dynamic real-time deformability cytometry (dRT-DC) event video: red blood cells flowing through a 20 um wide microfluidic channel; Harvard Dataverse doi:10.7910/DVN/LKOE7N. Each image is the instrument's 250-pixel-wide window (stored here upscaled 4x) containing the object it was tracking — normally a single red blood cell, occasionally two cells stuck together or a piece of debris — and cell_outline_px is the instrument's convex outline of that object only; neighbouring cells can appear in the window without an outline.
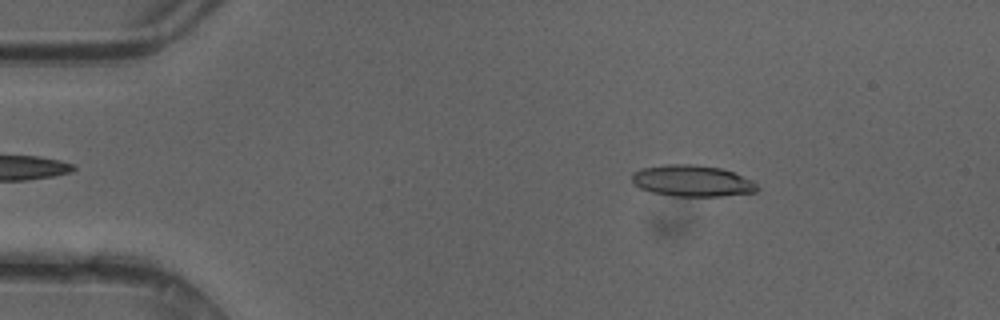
{"species": "common noctule bat (a hibernating species)", "species_latin": "Nyctalus noctula", "temperature_condition": "cold", "stored_images_in_passage": 48, "camera_frame_rate_fps": 3000, "um_per_image_px": 0.085, "animal": {"sex": "female"}, "frame": {"image": 1, "passage_image": 7, "time_ms": 2.0, "image_size_px": [1000, 320], "cell_outline_px": [[760, 188], [756, 192], [720, 196], [676, 196], [652, 192], [640, 188], [632, 180], [632, 172], [640, 168], [664, 164], [692, 164], [720, 168], [732, 172], [752, 180]], "centroid_in_image_um": [58.82, 15.37], "position_along_channel_um": 26.2, "area_um2": 22.83}}
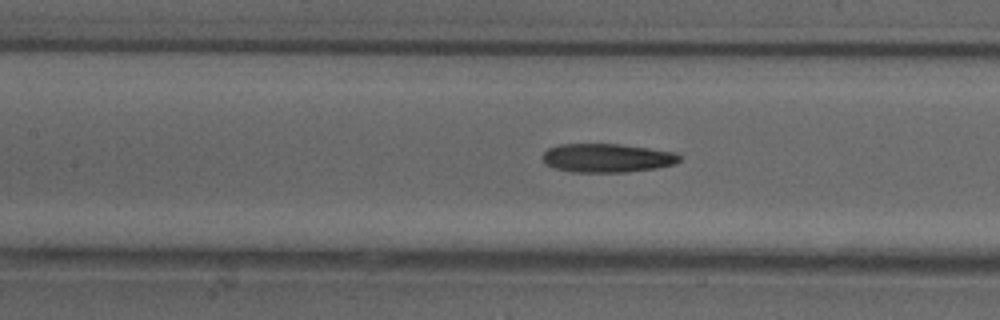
{"frame": {"image": 2, "passage_image": 21, "time_ms": 6.667, "image_size_px": [1000, 320], "cell_outline_px": [[680, 160], [676, 164], [656, 168], [628, 172], [572, 172], [556, 168], [544, 164], [544, 152], [548, 148], [560, 144], [620, 144], [676, 152], [680, 156]], "centroid_in_image_um": [51.62, 13.43], "position_along_channel_um": 155.8, "area_um2": 22.95}}
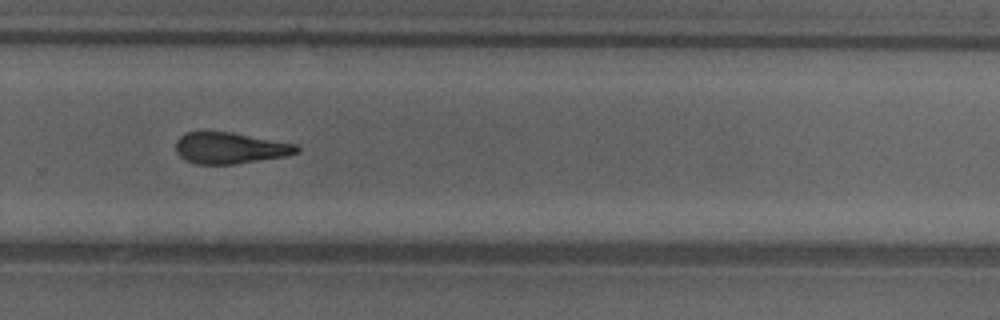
{"frame": {"image": 3, "passage_image": 32, "time_ms": 10.333, "image_size_px": [1000, 320], "cell_outline_px": [[300, 152], [288, 156], [236, 164], [196, 164], [184, 160], [176, 152], [176, 140], [180, 136], [188, 132], [232, 132], [296, 144], [300, 148]], "centroid_in_image_um": [19.57, 12.59], "position_along_channel_um": 310.2, "area_um2": 22.2}, "authors_computed_cell_mechanics": {"area_um2": 22.7732, "velocity_mm_per_s": 4.2365, "shape_relaxation_time_tau1_ms": 6.8668, "shape_relaxation_time_tau2_ms": 5.7317, "deformation_change_tau1": 0.2126, "deformation_change_tau2": 0.1921}}